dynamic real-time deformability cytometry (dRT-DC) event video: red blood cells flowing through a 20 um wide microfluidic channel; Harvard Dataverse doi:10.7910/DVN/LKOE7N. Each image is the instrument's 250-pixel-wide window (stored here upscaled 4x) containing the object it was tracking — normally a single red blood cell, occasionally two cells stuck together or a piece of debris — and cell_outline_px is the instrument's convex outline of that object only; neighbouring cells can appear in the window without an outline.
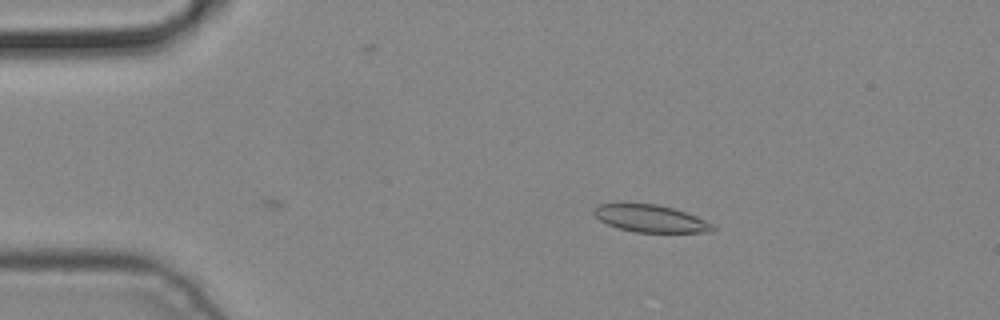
{"species": "common noctule bat (a hibernating species)", "species_latin": "Nyctalus noctula", "temperature_condition": "cold", "stored_images_in_passage": 2, "camera_frame_rate_fps": 3000, "um_per_image_px": 0.085, "animal": {"sex": "male", "body_mass_g": 19.2, "forearm_length_mm": 51.8}, "frame": {"image": 1, "passage_image": 2, "time_ms": 0.333, "image_size_px": [1000, 320], "cell_outline_px": [[716, 228], [712, 232], [636, 232], [620, 228], [608, 224], [600, 220], [592, 212], [600, 204], [656, 204], [672, 208], [696, 216], [712, 224]], "centroid_in_image_um": [55.32, 18.58], "position_along_channel_um": 29.7, "area_um2": 18.44}}